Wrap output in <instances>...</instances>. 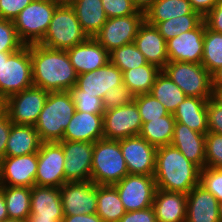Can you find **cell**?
<instances>
[{"instance_id":"obj_1","label":"cell","mask_w":222,"mask_h":222,"mask_svg":"<svg viewBox=\"0 0 222 222\" xmlns=\"http://www.w3.org/2000/svg\"><path fill=\"white\" fill-rule=\"evenodd\" d=\"M33 86L48 92L69 91L76 85L78 74L66 50L31 44Z\"/></svg>"},{"instance_id":"obj_2","label":"cell","mask_w":222,"mask_h":222,"mask_svg":"<svg viewBox=\"0 0 222 222\" xmlns=\"http://www.w3.org/2000/svg\"><path fill=\"white\" fill-rule=\"evenodd\" d=\"M200 171L172 145L157 147L154 171L157 189L188 194L200 184Z\"/></svg>"},{"instance_id":"obj_3","label":"cell","mask_w":222,"mask_h":222,"mask_svg":"<svg viewBox=\"0 0 222 222\" xmlns=\"http://www.w3.org/2000/svg\"><path fill=\"white\" fill-rule=\"evenodd\" d=\"M76 111L70 91L49 92L34 127L43 142H60Z\"/></svg>"},{"instance_id":"obj_4","label":"cell","mask_w":222,"mask_h":222,"mask_svg":"<svg viewBox=\"0 0 222 222\" xmlns=\"http://www.w3.org/2000/svg\"><path fill=\"white\" fill-rule=\"evenodd\" d=\"M119 140L100 139L94 142L91 181L96 185H114L128 175Z\"/></svg>"},{"instance_id":"obj_5","label":"cell","mask_w":222,"mask_h":222,"mask_svg":"<svg viewBox=\"0 0 222 222\" xmlns=\"http://www.w3.org/2000/svg\"><path fill=\"white\" fill-rule=\"evenodd\" d=\"M89 36L81 28L70 4H59L43 39L39 42L51 49L68 50L85 42Z\"/></svg>"},{"instance_id":"obj_6","label":"cell","mask_w":222,"mask_h":222,"mask_svg":"<svg viewBox=\"0 0 222 222\" xmlns=\"http://www.w3.org/2000/svg\"><path fill=\"white\" fill-rule=\"evenodd\" d=\"M33 86L31 44L10 53L0 66V97L9 96Z\"/></svg>"},{"instance_id":"obj_7","label":"cell","mask_w":222,"mask_h":222,"mask_svg":"<svg viewBox=\"0 0 222 222\" xmlns=\"http://www.w3.org/2000/svg\"><path fill=\"white\" fill-rule=\"evenodd\" d=\"M58 5L50 0H33L18 14L13 22L25 45L37 44L43 39Z\"/></svg>"},{"instance_id":"obj_8","label":"cell","mask_w":222,"mask_h":222,"mask_svg":"<svg viewBox=\"0 0 222 222\" xmlns=\"http://www.w3.org/2000/svg\"><path fill=\"white\" fill-rule=\"evenodd\" d=\"M163 71L186 96L211 99L212 75L202 65L190 62H168Z\"/></svg>"},{"instance_id":"obj_9","label":"cell","mask_w":222,"mask_h":222,"mask_svg":"<svg viewBox=\"0 0 222 222\" xmlns=\"http://www.w3.org/2000/svg\"><path fill=\"white\" fill-rule=\"evenodd\" d=\"M48 91L36 86L9 96L4 101V111L13 124L34 126L43 109Z\"/></svg>"},{"instance_id":"obj_10","label":"cell","mask_w":222,"mask_h":222,"mask_svg":"<svg viewBox=\"0 0 222 222\" xmlns=\"http://www.w3.org/2000/svg\"><path fill=\"white\" fill-rule=\"evenodd\" d=\"M126 212L149 208L157 190L154 176L128 174L115 183Z\"/></svg>"},{"instance_id":"obj_11","label":"cell","mask_w":222,"mask_h":222,"mask_svg":"<svg viewBox=\"0 0 222 222\" xmlns=\"http://www.w3.org/2000/svg\"><path fill=\"white\" fill-rule=\"evenodd\" d=\"M141 128L142 120L134 100L103 113L104 139L120 140L138 136Z\"/></svg>"},{"instance_id":"obj_12","label":"cell","mask_w":222,"mask_h":222,"mask_svg":"<svg viewBox=\"0 0 222 222\" xmlns=\"http://www.w3.org/2000/svg\"><path fill=\"white\" fill-rule=\"evenodd\" d=\"M144 20L145 13L141 11L135 15L108 18L94 38L110 53L116 48L133 43Z\"/></svg>"},{"instance_id":"obj_13","label":"cell","mask_w":222,"mask_h":222,"mask_svg":"<svg viewBox=\"0 0 222 222\" xmlns=\"http://www.w3.org/2000/svg\"><path fill=\"white\" fill-rule=\"evenodd\" d=\"M35 185L60 188L65 183V157L58 142H43L37 153Z\"/></svg>"},{"instance_id":"obj_14","label":"cell","mask_w":222,"mask_h":222,"mask_svg":"<svg viewBox=\"0 0 222 222\" xmlns=\"http://www.w3.org/2000/svg\"><path fill=\"white\" fill-rule=\"evenodd\" d=\"M65 157V182L91 181L93 142L67 141L58 142Z\"/></svg>"},{"instance_id":"obj_15","label":"cell","mask_w":222,"mask_h":222,"mask_svg":"<svg viewBox=\"0 0 222 222\" xmlns=\"http://www.w3.org/2000/svg\"><path fill=\"white\" fill-rule=\"evenodd\" d=\"M59 191L64 215L96 213L97 185L94 182H65Z\"/></svg>"},{"instance_id":"obj_16","label":"cell","mask_w":222,"mask_h":222,"mask_svg":"<svg viewBox=\"0 0 222 222\" xmlns=\"http://www.w3.org/2000/svg\"><path fill=\"white\" fill-rule=\"evenodd\" d=\"M37 167V153L1 158L0 186L32 188L35 185Z\"/></svg>"},{"instance_id":"obj_17","label":"cell","mask_w":222,"mask_h":222,"mask_svg":"<svg viewBox=\"0 0 222 222\" xmlns=\"http://www.w3.org/2000/svg\"><path fill=\"white\" fill-rule=\"evenodd\" d=\"M129 174L154 176L157 148L138 136L120 139Z\"/></svg>"},{"instance_id":"obj_18","label":"cell","mask_w":222,"mask_h":222,"mask_svg":"<svg viewBox=\"0 0 222 222\" xmlns=\"http://www.w3.org/2000/svg\"><path fill=\"white\" fill-rule=\"evenodd\" d=\"M205 22L197 28L169 39L167 54L169 62H190L201 64L204 50Z\"/></svg>"},{"instance_id":"obj_19","label":"cell","mask_w":222,"mask_h":222,"mask_svg":"<svg viewBox=\"0 0 222 222\" xmlns=\"http://www.w3.org/2000/svg\"><path fill=\"white\" fill-rule=\"evenodd\" d=\"M123 84V73L114 64L109 62L105 66L78 75L76 87L85 92V94L94 95L103 99L104 94Z\"/></svg>"},{"instance_id":"obj_20","label":"cell","mask_w":222,"mask_h":222,"mask_svg":"<svg viewBox=\"0 0 222 222\" xmlns=\"http://www.w3.org/2000/svg\"><path fill=\"white\" fill-rule=\"evenodd\" d=\"M133 43L144 55L147 63L163 70L169 62L166 40L160 35L158 28L146 20L140 25Z\"/></svg>"},{"instance_id":"obj_21","label":"cell","mask_w":222,"mask_h":222,"mask_svg":"<svg viewBox=\"0 0 222 222\" xmlns=\"http://www.w3.org/2000/svg\"><path fill=\"white\" fill-rule=\"evenodd\" d=\"M66 51L78 75L97 70L110 62V53L95 38L89 37Z\"/></svg>"},{"instance_id":"obj_22","label":"cell","mask_w":222,"mask_h":222,"mask_svg":"<svg viewBox=\"0 0 222 222\" xmlns=\"http://www.w3.org/2000/svg\"><path fill=\"white\" fill-rule=\"evenodd\" d=\"M185 222H221L219 201L200 184L187 194Z\"/></svg>"},{"instance_id":"obj_23","label":"cell","mask_w":222,"mask_h":222,"mask_svg":"<svg viewBox=\"0 0 222 222\" xmlns=\"http://www.w3.org/2000/svg\"><path fill=\"white\" fill-rule=\"evenodd\" d=\"M103 138V114L75 111L62 140L94 143Z\"/></svg>"},{"instance_id":"obj_24","label":"cell","mask_w":222,"mask_h":222,"mask_svg":"<svg viewBox=\"0 0 222 222\" xmlns=\"http://www.w3.org/2000/svg\"><path fill=\"white\" fill-rule=\"evenodd\" d=\"M206 134L195 132L182 123H175L171 145L201 170L205 167Z\"/></svg>"},{"instance_id":"obj_25","label":"cell","mask_w":222,"mask_h":222,"mask_svg":"<svg viewBox=\"0 0 222 222\" xmlns=\"http://www.w3.org/2000/svg\"><path fill=\"white\" fill-rule=\"evenodd\" d=\"M152 207L157 222H185L187 194L157 189Z\"/></svg>"},{"instance_id":"obj_26","label":"cell","mask_w":222,"mask_h":222,"mask_svg":"<svg viewBox=\"0 0 222 222\" xmlns=\"http://www.w3.org/2000/svg\"><path fill=\"white\" fill-rule=\"evenodd\" d=\"M30 201V215L62 221L64 212L59 188L34 185Z\"/></svg>"},{"instance_id":"obj_27","label":"cell","mask_w":222,"mask_h":222,"mask_svg":"<svg viewBox=\"0 0 222 222\" xmlns=\"http://www.w3.org/2000/svg\"><path fill=\"white\" fill-rule=\"evenodd\" d=\"M207 99L187 96L173 113L175 121L185 124L195 132H208Z\"/></svg>"},{"instance_id":"obj_28","label":"cell","mask_w":222,"mask_h":222,"mask_svg":"<svg viewBox=\"0 0 222 222\" xmlns=\"http://www.w3.org/2000/svg\"><path fill=\"white\" fill-rule=\"evenodd\" d=\"M42 143L34 126L12 124L5 156L15 157L38 153Z\"/></svg>"},{"instance_id":"obj_29","label":"cell","mask_w":222,"mask_h":222,"mask_svg":"<svg viewBox=\"0 0 222 222\" xmlns=\"http://www.w3.org/2000/svg\"><path fill=\"white\" fill-rule=\"evenodd\" d=\"M75 10L81 28L91 38L100 31L107 21L101 0H72L69 3Z\"/></svg>"},{"instance_id":"obj_30","label":"cell","mask_w":222,"mask_h":222,"mask_svg":"<svg viewBox=\"0 0 222 222\" xmlns=\"http://www.w3.org/2000/svg\"><path fill=\"white\" fill-rule=\"evenodd\" d=\"M198 13L188 0H156L145 13V20L156 26L159 22Z\"/></svg>"},{"instance_id":"obj_31","label":"cell","mask_w":222,"mask_h":222,"mask_svg":"<svg viewBox=\"0 0 222 222\" xmlns=\"http://www.w3.org/2000/svg\"><path fill=\"white\" fill-rule=\"evenodd\" d=\"M126 213L114 185H97L96 214L103 222H118Z\"/></svg>"},{"instance_id":"obj_32","label":"cell","mask_w":222,"mask_h":222,"mask_svg":"<svg viewBox=\"0 0 222 222\" xmlns=\"http://www.w3.org/2000/svg\"><path fill=\"white\" fill-rule=\"evenodd\" d=\"M175 123L173 114L169 113L159 119L142 123L139 136L156 148L171 145Z\"/></svg>"},{"instance_id":"obj_33","label":"cell","mask_w":222,"mask_h":222,"mask_svg":"<svg viewBox=\"0 0 222 222\" xmlns=\"http://www.w3.org/2000/svg\"><path fill=\"white\" fill-rule=\"evenodd\" d=\"M150 94L160 101L171 114L187 97L163 70L157 75Z\"/></svg>"},{"instance_id":"obj_34","label":"cell","mask_w":222,"mask_h":222,"mask_svg":"<svg viewBox=\"0 0 222 222\" xmlns=\"http://www.w3.org/2000/svg\"><path fill=\"white\" fill-rule=\"evenodd\" d=\"M161 72L157 66L147 63L138 68L123 71V84L134 96L150 93L157 75Z\"/></svg>"},{"instance_id":"obj_35","label":"cell","mask_w":222,"mask_h":222,"mask_svg":"<svg viewBox=\"0 0 222 222\" xmlns=\"http://www.w3.org/2000/svg\"><path fill=\"white\" fill-rule=\"evenodd\" d=\"M5 198L8 217L27 220L30 215V187L0 186Z\"/></svg>"},{"instance_id":"obj_36","label":"cell","mask_w":222,"mask_h":222,"mask_svg":"<svg viewBox=\"0 0 222 222\" xmlns=\"http://www.w3.org/2000/svg\"><path fill=\"white\" fill-rule=\"evenodd\" d=\"M201 64L211 75L222 67V33L214 32L208 29L206 25Z\"/></svg>"},{"instance_id":"obj_37","label":"cell","mask_w":222,"mask_h":222,"mask_svg":"<svg viewBox=\"0 0 222 222\" xmlns=\"http://www.w3.org/2000/svg\"><path fill=\"white\" fill-rule=\"evenodd\" d=\"M203 22V16L200 13H190L181 17L172 18L167 21L159 22L156 27L160 35L168 41L187 31L197 28Z\"/></svg>"},{"instance_id":"obj_38","label":"cell","mask_w":222,"mask_h":222,"mask_svg":"<svg viewBox=\"0 0 222 222\" xmlns=\"http://www.w3.org/2000/svg\"><path fill=\"white\" fill-rule=\"evenodd\" d=\"M110 62L122 72L147 64L144 55L134 43L123 45L110 52Z\"/></svg>"},{"instance_id":"obj_39","label":"cell","mask_w":222,"mask_h":222,"mask_svg":"<svg viewBox=\"0 0 222 222\" xmlns=\"http://www.w3.org/2000/svg\"><path fill=\"white\" fill-rule=\"evenodd\" d=\"M134 101L139 109L142 123L159 119L169 114L163 104L150 93L136 95Z\"/></svg>"},{"instance_id":"obj_40","label":"cell","mask_w":222,"mask_h":222,"mask_svg":"<svg viewBox=\"0 0 222 222\" xmlns=\"http://www.w3.org/2000/svg\"><path fill=\"white\" fill-rule=\"evenodd\" d=\"M24 45L19 39L14 22L0 19V53H13Z\"/></svg>"},{"instance_id":"obj_41","label":"cell","mask_w":222,"mask_h":222,"mask_svg":"<svg viewBox=\"0 0 222 222\" xmlns=\"http://www.w3.org/2000/svg\"><path fill=\"white\" fill-rule=\"evenodd\" d=\"M69 91L75 103L76 111L93 114H103L105 112L101 98L85 94V92L79 90L76 86Z\"/></svg>"},{"instance_id":"obj_42","label":"cell","mask_w":222,"mask_h":222,"mask_svg":"<svg viewBox=\"0 0 222 222\" xmlns=\"http://www.w3.org/2000/svg\"><path fill=\"white\" fill-rule=\"evenodd\" d=\"M205 158V167L222 168V134L206 133Z\"/></svg>"},{"instance_id":"obj_43","label":"cell","mask_w":222,"mask_h":222,"mask_svg":"<svg viewBox=\"0 0 222 222\" xmlns=\"http://www.w3.org/2000/svg\"><path fill=\"white\" fill-rule=\"evenodd\" d=\"M200 185L222 202V168L204 167L200 171Z\"/></svg>"},{"instance_id":"obj_44","label":"cell","mask_w":222,"mask_h":222,"mask_svg":"<svg viewBox=\"0 0 222 222\" xmlns=\"http://www.w3.org/2000/svg\"><path fill=\"white\" fill-rule=\"evenodd\" d=\"M134 94L128 87L121 84L108 90L102 99L104 110L118 108L134 100Z\"/></svg>"},{"instance_id":"obj_45","label":"cell","mask_w":222,"mask_h":222,"mask_svg":"<svg viewBox=\"0 0 222 222\" xmlns=\"http://www.w3.org/2000/svg\"><path fill=\"white\" fill-rule=\"evenodd\" d=\"M107 18L135 15L139 11L131 0H101Z\"/></svg>"},{"instance_id":"obj_46","label":"cell","mask_w":222,"mask_h":222,"mask_svg":"<svg viewBox=\"0 0 222 222\" xmlns=\"http://www.w3.org/2000/svg\"><path fill=\"white\" fill-rule=\"evenodd\" d=\"M208 132L222 134V105L213 97L207 102Z\"/></svg>"},{"instance_id":"obj_47","label":"cell","mask_w":222,"mask_h":222,"mask_svg":"<svg viewBox=\"0 0 222 222\" xmlns=\"http://www.w3.org/2000/svg\"><path fill=\"white\" fill-rule=\"evenodd\" d=\"M33 0H0V19L14 21Z\"/></svg>"},{"instance_id":"obj_48","label":"cell","mask_w":222,"mask_h":222,"mask_svg":"<svg viewBox=\"0 0 222 222\" xmlns=\"http://www.w3.org/2000/svg\"><path fill=\"white\" fill-rule=\"evenodd\" d=\"M118 222H157L153 207L126 212Z\"/></svg>"},{"instance_id":"obj_49","label":"cell","mask_w":222,"mask_h":222,"mask_svg":"<svg viewBox=\"0 0 222 222\" xmlns=\"http://www.w3.org/2000/svg\"><path fill=\"white\" fill-rule=\"evenodd\" d=\"M203 21L208 29L222 33V0L203 17Z\"/></svg>"},{"instance_id":"obj_50","label":"cell","mask_w":222,"mask_h":222,"mask_svg":"<svg viewBox=\"0 0 222 222\" xmlns=\"http://www.w3.org/2000/svg\"><path fill=\"white\" fill-rule=\"evenodd\" d=\"M12 124L9 115L3 110L0 113V159L5 157L6 145Z\"/></svg>"},{"instance_id":"obj_51","label":"cell","mask_w":222,"mask_h":222,"mask_svg":"<svg viewBox=\"0 0 222 222\" xmlns=\"http://www.w3.org/2000/svg\"><path fill=\"white\" fill-rule=\"evenodd\" d=\"M192 8L200 13L203 17L210 12L220 0H188Z\"/></svg>"},{"instance_id":"obj_52","label":"cell","mask_w":222,"mask_h":222,"mask_svg":"<svg viewBox=\"0 0 222 222\" xmlns=\"http://www.w3.org/2000/svg\"><path fill=\"white\" fill-rule=\"evenodd\" d=\"M61 222H103L96 214L64 215Z\"/></svg>"},{"instance_id":"obj_53","label":"cell","mask_w":222,"mask_h":222,"mask_svg":"<svg viewBox=\"0 0 222 222\" xmlns=\"http://www.w3.org/2000/svg\"><path fill=\"white\" fill-rule=\"evenodd\" d=\"M134 4V6L138 9V11H141L143 13H146V11L152 6V4L156 0H131Z\"/></svg>"},{"instance_id":"obj_54","label":"cell","mask_w":222,"mask_h":222,"mask_svg":"<svg viewBox=\"0 0 222 222\" xmlns=\"http://www.w3.org/2000/svg\"><path fill=\"white\" fill-rule=\"evenodd\" d=\"M212 88H222V67L212 74Z\"/></svg>"},{"instance_id":"obj_55","label":"cell","mask_w":222,"mask_h":222,"mask_svg":"<svg viewBox=\"0 0 222 222\" xmlns=\"http://www.w3.org/2000/svg\"><path fill=\"white\" fill-rule=\"evenodd\" d=\"M7 218L9 217H8L6 202L3 196V192L0 189V222H2L3 220H6Z\"/></svg>"},{"instance_id":"obj_56","label":"cell","mask_w":222,"mask_h":222,"mask_svg":"<svg viewBox=\"0 0 222 222\" xmlns=\"http://www.w3.org/2000/svg\"><path fill=\"white\" fill-rule=\"evenodd\" d=\"M26 222H57L54 218H38V215H29Z\"/></svg>"},{"instance_id":"obj_57","label":"cell","mask_w":222,"mask_h":222,"mask_svg":"<svg viewBox=\"0 0 222 222\" xmlns=\"http://www.w3.org/2000/svg\"><path fill=\"white\" fill-rule=\"evenodd\" d=\"M213 98L222 105V88H213Z\"/></svg>"},{"instance_id":"obj_58","label":"cell","mask_w":222,"mask_h":222,"mask_svg":"<svg viewBox=\"0 0 222 222\" xmlns=\"http://www.w3.org/2000/svg\"><path fill=\"white\" fill-rule=\"evenodd\" d=\"M10 53H0V66L2 65L3 59H8Z\"/></svg>"},{"instance_id":"obj_59","label":"cell","mask_w":222,"mask_h":222,"mask_svg":"<svg viewBox=\"0 0 222 222\" xmlns=\"http://www.w3.org/2000/svg\"><path fill=\"white\" fill-rule=\"evenodd\" d=\"M2 222H26V221L21 220V219L7 218L6 220H3Z\"/></svg>"},{"instance_id":"obj_60","label":"cell","mask_w":222,"mask_h":222,"mask_svg":"<svg viewBox=\"0 0 222 222\" xmlns=\"http://www.w3.org/2000/svg\"><path fill=\"white\" fill-rule=\"evenodd\" d=\"M50 1H54L59 4H69L72 0H50Z\"/></svg>"},{"instance_id":"obj_61","label":"cell","mask_w":222,"mask_h":222,"mask_svg":"<svg viewBox=\"0 0 222 222\" xmlns=\"http://www.w3.org/2000/svg\"><path fill=\"white\" fill-rule=\"evenodd\" d=\"M4 110V100L0 97V113Z\"/></svg>"},{"instance_id":"obj_62","label":"cell","mask_w":222,"mask_h":222,"mask_svg":"<svg viewBox=\"0 0 222 222\" xmlns=\"http://www.w3.org/2000/svg\"><path fill=\"white\" fill-rule=\"evenodd\" d=\"M220 220L222 222V202L219 203Z\"/></svg>"}]
</instances>
